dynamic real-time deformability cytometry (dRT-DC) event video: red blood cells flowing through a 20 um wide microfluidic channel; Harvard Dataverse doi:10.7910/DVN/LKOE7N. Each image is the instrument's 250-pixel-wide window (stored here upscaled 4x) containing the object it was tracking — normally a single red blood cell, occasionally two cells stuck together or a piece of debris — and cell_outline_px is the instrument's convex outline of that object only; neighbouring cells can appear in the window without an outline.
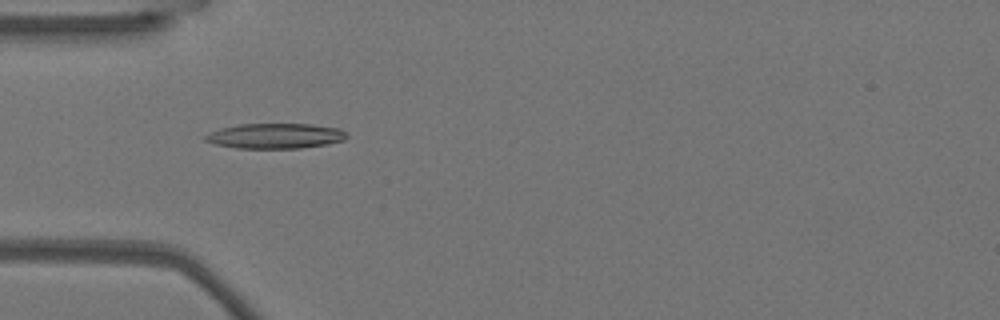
{"species": "Egyptian fruit bat (a non-hibernating species)", "species_latin": "Rousettus aegyptiacus", "temperature_condition": "warm", "stored_images_in_passage": 19, "camera_frame_rate_fps": 3000, "um_per_image_px": 0.085, "animal": {"sex": "female"}, "frame": {"image": 1, "passage_image": 6, "time_ms": 1.667, "image_size_px": [1000, 320], "cell_outline_px": [[348, 136], [344, 140], [328, 144], [300, 148], [236, 148], [216, 144], [204, 140], [204, 136], [220, 128], [240, 124], [312, 124], [340, 128]], "centroid_in_image_um": [23.42, 11.55], "position_along_channel_um": 61.6, "area_um2": 20.69}}
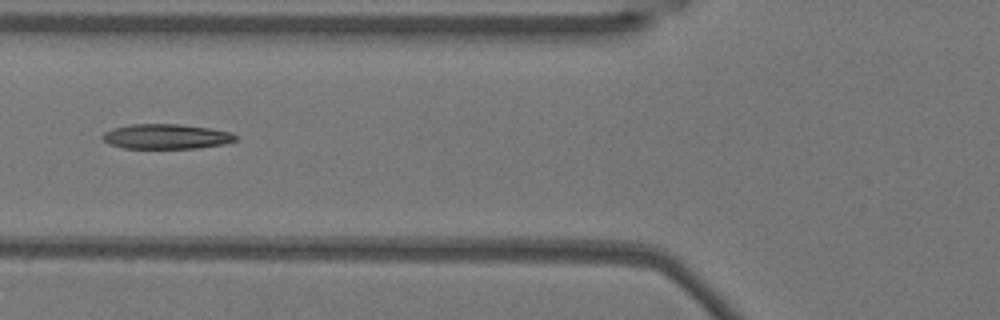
{"frame": {"image": 2, "passage_image": 10, "time_ms": 3.0, "image_size_px": [1000, 320], "cell_outline_px": [[236, 140], [224, 144], [196, 148], [124, 148], [108, 144], [100, 136], [104, 132], [112, 128], [132, 124], [180, 124], [212, 128], [232, 132], [236, 136]], "centroid_in_image_um": [14.12, 11.59], "position_along_channel_um": 111.7, "area_um2": 19.42}}
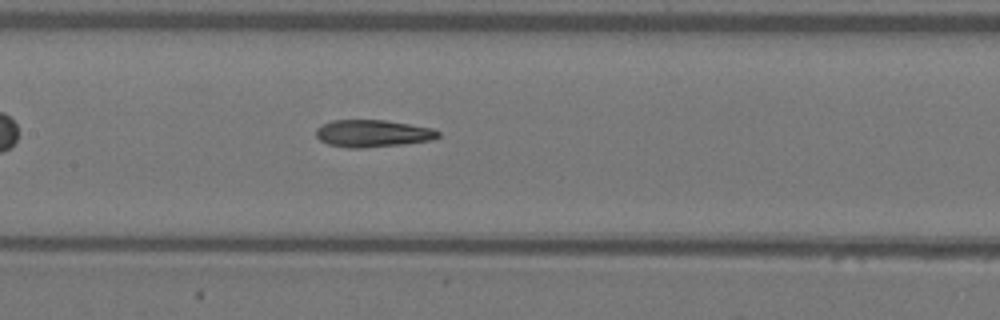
{"frame": {"image": 3, "passage_image": 15, "time_ms": 4.667, "image_size_px": [1000, 320], "cell_outline_px": [[440, 136], [432, 140], [400, 144], [364, 148], [348, 148], [328, 144], [320, 140], [316, 136], [316, 128], [332, 120], [384, 120], [432, 128], [440, 132]], "centroid_in_image_um": [31.66, 11.34], "position_along_channel_um": 175.7, "area_um2": 19.25}}